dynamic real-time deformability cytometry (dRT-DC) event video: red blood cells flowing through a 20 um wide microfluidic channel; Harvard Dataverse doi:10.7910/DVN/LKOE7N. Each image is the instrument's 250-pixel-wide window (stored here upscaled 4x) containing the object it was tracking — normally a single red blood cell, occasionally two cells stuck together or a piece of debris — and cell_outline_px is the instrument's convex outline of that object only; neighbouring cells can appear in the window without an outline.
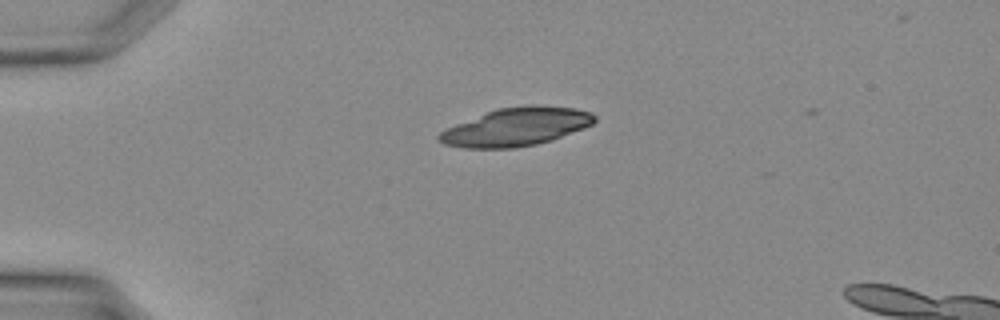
{"species": "Egyptian fruit bat (a non-hibernating species)", "species_latin": "Rousettus aegyptiacus", "temperature_condition": "warm", "stored_images_in_passage": 15, "camera_frame_rate_fps": 3000, "um_per_image_px": 0.085, "animal": {"sex": "female"}, "frame": {"image": 1, "passage_image": 1, "time_ms": 0.0, "image_size_px": [1000, 320], "cell_outline_px": [[596, 120], [592, 124], [584, 128], [552, 140], [536, 144], [516, 148], [464, 148], [444, 144], [436, 136], [440, 132], [456, 124], [496, 108], [528, 104], [536, 104], [576, 108], [592, 112], [596, 116]], "centroid_in_image_um": [43.92, 10.77], "position_along_channel_um": 41.1, "area_um2": 34.74}}